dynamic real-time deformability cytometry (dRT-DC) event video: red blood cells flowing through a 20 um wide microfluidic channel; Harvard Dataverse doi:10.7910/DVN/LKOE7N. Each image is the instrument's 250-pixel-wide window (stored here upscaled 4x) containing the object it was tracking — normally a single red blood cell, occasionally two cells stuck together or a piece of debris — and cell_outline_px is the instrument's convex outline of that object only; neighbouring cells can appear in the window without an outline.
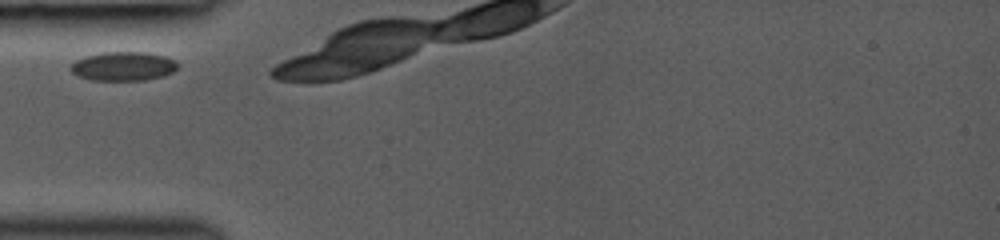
{"species": "common noctule bat (a hibernating species)", "species_latin": "Nyctalus noctula", "temperature_condition": "room temperature", "stored_images_in_passage": 3, "camera_frame_rate_fps": 3000, "um_per_image_px": 0.085, "animal": {"sex": "female", "body_mass_g": 19.0, "forearm_length_mm": 53.3}, "frame": {"image": 1, "passage_image": 1, "time_ms": 0.0, "image_size_px": [1000, 240], "cell_outline_px": [[180, 64], [172, 72], [164, 76], [144, 80], [92, 80], [80, 76], [72, 72], [68, 68], [76, 60], [88, 56], [104, 52], [144, 52], [164, 56]], "centroid_in_image_um": [10.48, 5.63], "position_along_channel_um": 74.5, "area_um2": 17.86}}